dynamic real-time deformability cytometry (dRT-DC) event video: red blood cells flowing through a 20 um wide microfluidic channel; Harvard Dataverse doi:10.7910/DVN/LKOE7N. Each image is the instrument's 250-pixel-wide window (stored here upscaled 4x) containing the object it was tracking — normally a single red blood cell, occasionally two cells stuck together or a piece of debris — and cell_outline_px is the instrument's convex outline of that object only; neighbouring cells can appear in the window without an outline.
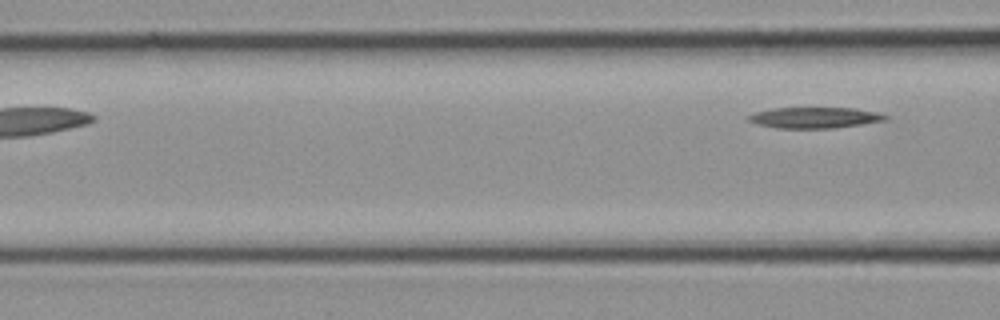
{"species": "common noctule bat (a hibernating species)", "species_latin": "Nyctalus noctula", "temperature_condition": "cold", "stored_images_in_passage": 8, "segment_of_instrument_passage": [2, 2], "camera_frame_rate_fps": 3000, "um_per_image_px": 0.085, "animal": {"sex": "female", "body_mass_g": 21.9}, "frame": {"image": 1, "passage_image": 8, "time_ms": 2.333, "image_size_px": [1000, 320], "cell_outline_px": [[888, 116], [884, 120], [864, 124], [832, 128], [776, 128], [756, 124], [748, 120], [748, 116], [756, 112], [772, 108], [856, 108], [880, 112]], "centroid_in_image_um": [69.26, 10.0], "position_along_channel_um": 97.3, "area_um2": 16.7}}